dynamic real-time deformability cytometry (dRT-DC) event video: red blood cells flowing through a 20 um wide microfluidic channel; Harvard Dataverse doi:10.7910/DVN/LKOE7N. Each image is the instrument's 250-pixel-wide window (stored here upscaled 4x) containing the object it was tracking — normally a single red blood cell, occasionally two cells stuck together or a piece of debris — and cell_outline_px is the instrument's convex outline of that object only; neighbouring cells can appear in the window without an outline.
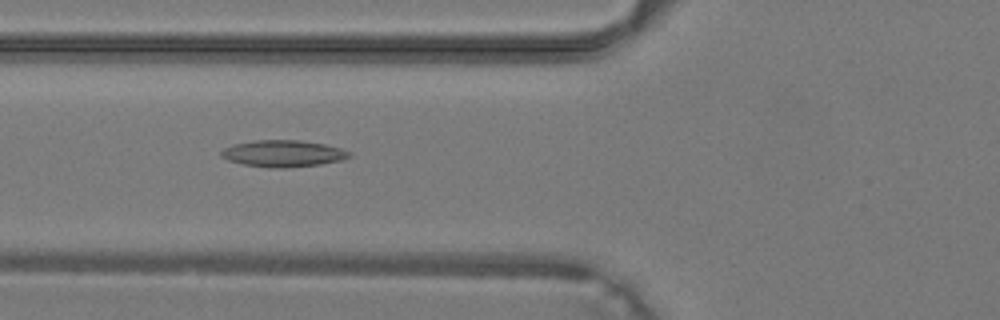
{"species": "common noctule bat (a hibernating species)", "species_latin": "Nyctalus noctula", "temperature_condition": "warm", "stored_images_in_passage": 33, "camera_frame_rate_fps": 3000, "um_per_image_px": 0.085, "animal": {"sex": "male", "body_mass_g": 19.2, "forearm_length_mm": 51.8}, "frame": {"image": 1, "passage_image": 12, "time_ms": 3.667, "image_size_px": [1000, 320], "cell_outline_px": [[352, 156], [340, 160], [320, 164], [280, 168], [276, 168], [244, 164], [228, 160], [220, 156], [220, 152], [224, 148], [236, 144], [256, 140], [300, 140], [324, 144], [340, 148], [352, 152]], "centroid_in_image_um": [24.08, 13.04], "position_along_channel_um": 101.7, "area_um2": 19.65}}
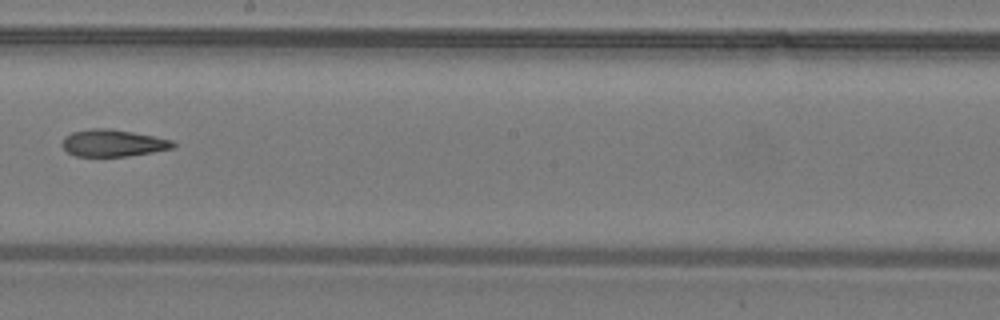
{"frame": {"image": 2, "passage_image": 20, "time_ms": 6.333, "image_size_px": [1000, 320], "cell_outline_px": [[176, 144], [172, 148], [152, 152], [128, 156], [76, 156], [68, 152], [60, 144], [64, 136], [72, 132], [88, 128], [108, 128], [132, 132], [172, 140]], "centroid_in_image_um": [9.55, 12.15], "position_along_channel_um": 238.7, "area_um2": 17.4}}
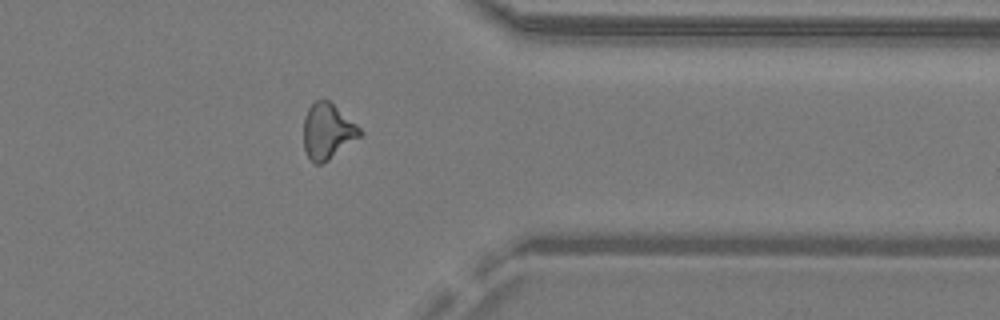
{"frame": {"image": 3, "passage_image": 29, "time_ms": 9.333, "image_size_px": [1000, 320], "cell_outline_px": [[364, 132], [360, 136], [328, 160], [320, 164], [316, 164], [308, 156], [304, 148], [304, 120], [308, 108], [316, 100], [328, 100], [356, 124]], "centroid_in_image_um": [27.84, 11.16], "position_along_channel_um": 383.6, "area_um2": 17.8}}